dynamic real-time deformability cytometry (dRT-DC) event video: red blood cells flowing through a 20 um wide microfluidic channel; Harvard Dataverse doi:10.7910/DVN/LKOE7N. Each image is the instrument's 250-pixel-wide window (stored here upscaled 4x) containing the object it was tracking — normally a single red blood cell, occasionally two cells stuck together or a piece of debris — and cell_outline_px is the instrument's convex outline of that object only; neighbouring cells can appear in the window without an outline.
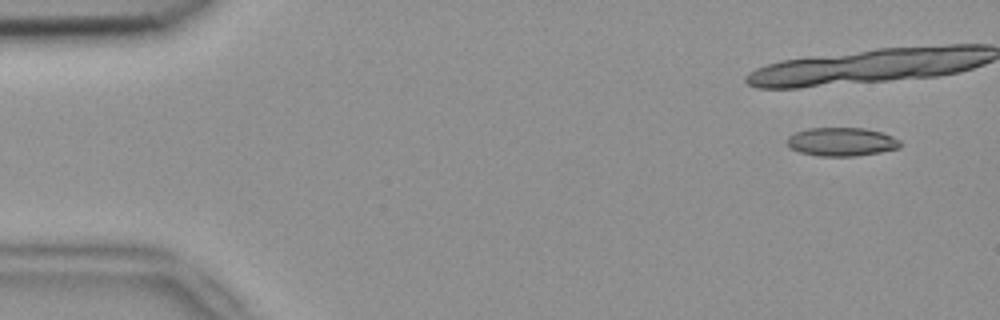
{"species": "common noctule bat (a hibernating species)", "species_latin": "Nyctalus noctula", "temperature_condition": "room temperature", "stored_images_in_passage": 6, "segment_of_instrument_passage": [2, 2], "camera_frame_rate_fps": 3000, "um_per_image_px": 0.085, "animal": {"sex": "female", "body_mass_g": 18.4}, "frame": {"image": 1, "passage_image": 6, "time_ms": 1.667, "image_size_px": [1000, 320], "cell_outline_px": [[900, 148], [880, 152], [856, 156], [820, 156], [800, 152], [792, 148], [788, 144], [788, 136], [796, 132], [808, 128], [864, 128], [880, 132], [892, 136], [900, 140]], "centroid_in_image_um": [71.55, 12.05], "position_along_channel_um": 13.4, "area_um2": 18.67}}